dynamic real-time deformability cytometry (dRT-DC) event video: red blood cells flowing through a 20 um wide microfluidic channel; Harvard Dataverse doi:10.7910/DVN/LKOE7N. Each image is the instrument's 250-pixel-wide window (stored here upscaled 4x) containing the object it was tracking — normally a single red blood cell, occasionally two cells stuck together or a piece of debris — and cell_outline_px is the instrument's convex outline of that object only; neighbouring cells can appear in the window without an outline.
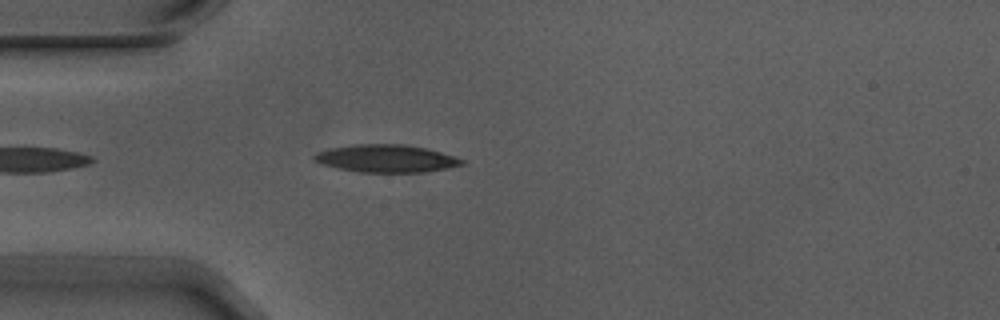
{"species": "Egyptian fruit bat (a non-hibernating species)", "species_latin": "Rousettus aegyptiacus", "temperature_condition": "warm", "stored_images_in_passage": 2, "camera_frame_rate_fps": 3000, "um_per_image_px": 0.085, "animal": {"sex": "male"}, "frame": {"image": 1, "passage_image": 2, "time_ms": 0.333, "image_size_px": [1000, 320], "cell_outline_px": [[464, 164], [448, 168], [424, 172], [360, 172], [336, 168], [312, 160], [312, 156], [316, 152], [328, 148], [352, 144], [404, 144], [424, 148], [440, 152], [464, 160]], "centroid_in_image_um": [32.76, 13.47], "position_along_channel_um": 52.2, "area_um2": 23.76}}